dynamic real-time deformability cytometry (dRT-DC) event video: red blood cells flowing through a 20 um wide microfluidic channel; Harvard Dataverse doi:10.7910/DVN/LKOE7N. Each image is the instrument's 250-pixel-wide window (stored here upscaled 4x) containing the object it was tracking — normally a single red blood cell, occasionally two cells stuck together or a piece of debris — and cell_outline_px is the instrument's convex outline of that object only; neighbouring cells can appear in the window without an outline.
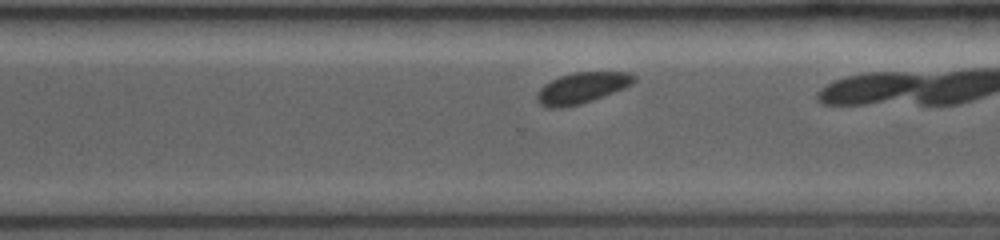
{"species": "common noctule bat (a hibernating species)", "species_latin": "Nyctalus noctula", "temperature_condition": "room temperature", "stored_images_in_passage": 25, "camera_frame_rate_fps": 3500, "um_per_image_px": 0.085, "animal": {"sex": "female", "body_mass_g": 19.0, "forearm_length_mm": 53.3}, "frame": {"image": 1, "passage_image": 18, "time_ms": 6.571, "image_size_px": [1000, 240], "cell_outline_px": [[636, 80], [632, 84], [624, 88], [592, 100], [580, 104], [560, 108], [548, 108], [540, 104], [536, 100], [536, 96], [540, 88], [544, 84], [560, 76], [576, 72], [628, 72], [636, 76]], "centroid_in_image_um": [49.45, 7.47], "position_along_channel_um": 321.2, "area_um2": 17.4}, "authors_computed_cell_mechanics": {"area_um2": 17.5134, "velocity_mm_per_s": 3.9923, "shape_relaxation_time_tau1_ms": 0.5102, "shape_relaxation_time_tau2_ms": null, "deformation_change_tau1": 0.0355, "deformation_change_tau2": null}}